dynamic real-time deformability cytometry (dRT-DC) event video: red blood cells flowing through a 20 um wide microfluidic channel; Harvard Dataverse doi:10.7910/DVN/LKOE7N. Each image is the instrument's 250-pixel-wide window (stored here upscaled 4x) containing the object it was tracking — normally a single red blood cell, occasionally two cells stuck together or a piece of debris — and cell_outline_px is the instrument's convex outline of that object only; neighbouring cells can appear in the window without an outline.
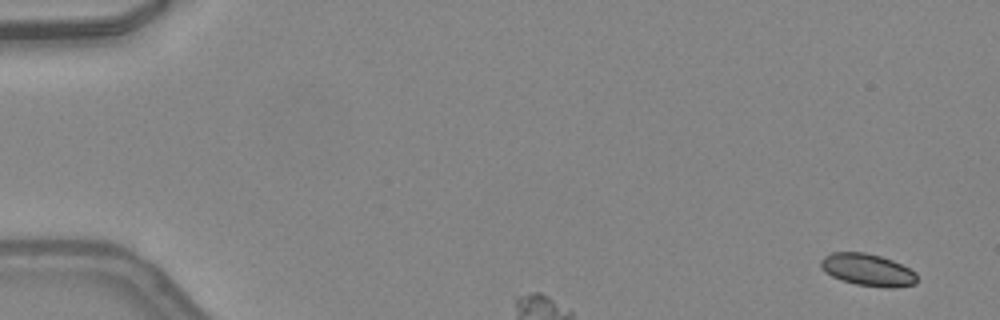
{"species": "common noctule bat (a hibernating species)", "species_latin": "Nyctalus noctula", "temperature_condition": "warm", "stored_images_in_passage": 7, "segment_of_instrument_passage": [1, 2], "camera_frame_rate_fps": 3000, "um_per_image_px": 0.085, "animal": {"sex": "female", "body_mass_g": 24.6, "forearm_length_mm": 56.2}, "frame": {"image": 1, "passage_image": 3, "time_ms": 0.667, "image_size_px": [1000, 320], "cell_outline_px": [[916, 284], [892, 288], [888, 288], [856, 284], [840, 280], [824, 272], [820, 268], [820, 260], [824, 256], [832, 252], [864, 252], [880, 256], [892, 260], [916, 272]], "centroid_in_image_um": [73.72, 22.94], "position_along_channel_um": 11.3, "area_um2": 18.09}}
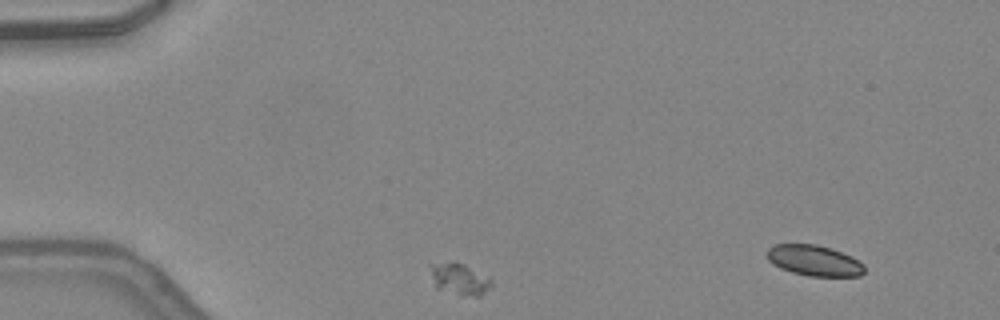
{"frame": {"image": 2, "passage_image": 5, "time_ms": 1.333, "image_size_px": [1000, 320], "cell_outline_px": [[492, 284], [480, 296], [460, 296], [436, 288], [432, 276], [432, 264], [452, 260], [464, 264], [488, 276], [492, 280]], "centroid_in_image_um": [39.08, 23.72], "position_along_channel_um": 45.9, "area_um2": 11.27}}